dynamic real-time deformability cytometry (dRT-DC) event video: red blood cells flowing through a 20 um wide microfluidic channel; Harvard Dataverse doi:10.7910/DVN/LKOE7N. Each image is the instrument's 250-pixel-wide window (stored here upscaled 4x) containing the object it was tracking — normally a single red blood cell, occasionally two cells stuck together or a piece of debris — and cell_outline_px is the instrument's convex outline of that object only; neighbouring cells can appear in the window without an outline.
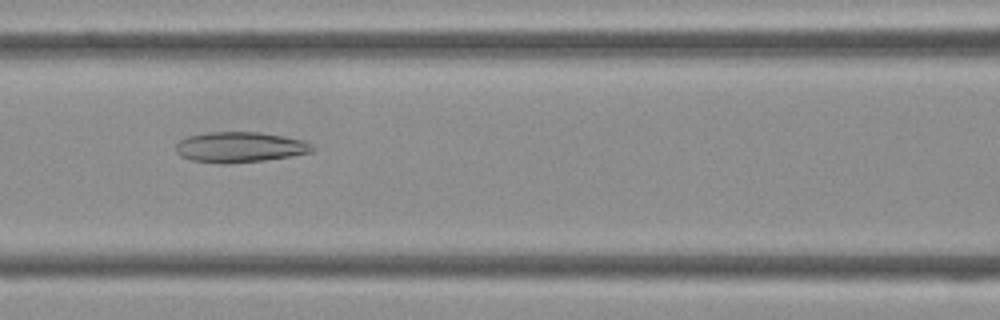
{"species": "Egyptian fruit bat (a non-hibernating species)", "species_latin": "Rousettus aegyptiacus", "temperature_condition": "cold", "stored_images_in_passage": 31, "camera_frame_rate_fps": 3000, "um_per_image_px": 0.085, "frame": {"image": 1, "passage_image": 6, "time_ms": 1.667, "image_size_px": [1000, 320], "cell_outline_px": [[316, 148], [312, 152], [264, 160], [192, 160], [180, 156], [176, 152], [176, 144], [180, 140], [188, 136], [208, 132], [260, 132], [284, 136], [304, 140], [312, 144]], "centroid_in_image_um": [20.44, 12.44], "position_along_channel_um": 146.2, "area_um2": 23.18}}
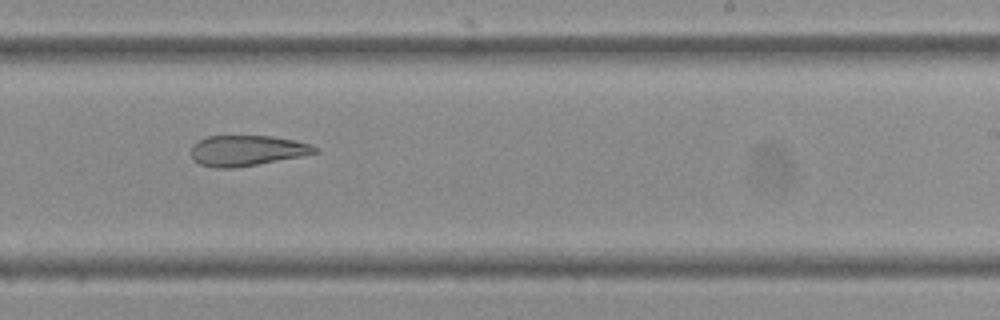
{"frame": {"image": 2, "passage_image": 14, "time_ms": 4.333, "image_size_px": [1000, 320], "cell_outline_px": [[320, 152], [300, 156], [236, 168], [216, 168], [200, 164], [192, 156], [192, 144], [208, 136], [272, 136], [296, 140], [312, 144]], "centroid_in_image_um": [21.01, 12.79], "position_along_channel_um": 268.0, "area_um2": 21.91}}
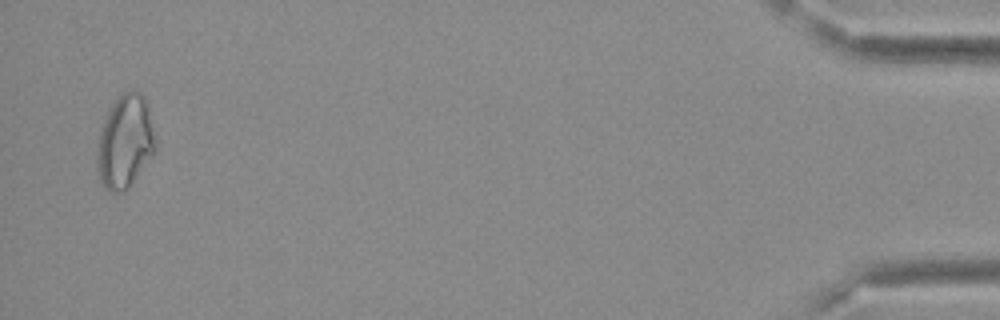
{"frame": {"image": 3, "passage_image": 30, "time_ms": 9.667, "image_size_px": [1000, 320], "cell_outline_px": [[156, 152], [128, 188], [124, 192], [108, 192], [104, 188], [100, 180], [96, 168], [96, 156], [100, 128], [112, 104], [124, 92], [132, 88], [140, 92], [144, 96], [148, 104], [156, 148]], "centroid_in_image_um": [10.62, 12.06], "position_along_channel_um": 424.6, "area_um2": 31.96}}